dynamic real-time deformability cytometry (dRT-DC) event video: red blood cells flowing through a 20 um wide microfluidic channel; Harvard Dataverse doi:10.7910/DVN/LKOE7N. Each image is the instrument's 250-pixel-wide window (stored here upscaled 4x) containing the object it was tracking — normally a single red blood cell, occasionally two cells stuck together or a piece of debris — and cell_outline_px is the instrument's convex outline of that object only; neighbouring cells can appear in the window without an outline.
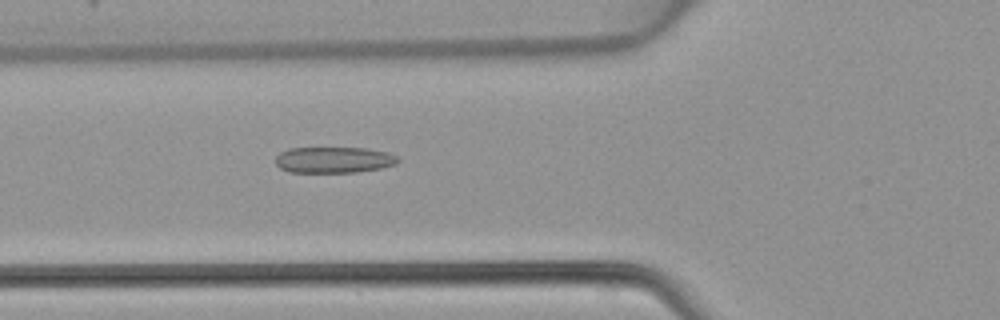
{"species": "common noctule bat (a hibernating species)", "species_latin": "Nyctalus noctula", "temperature_condition": "warm", "stored_images_in_passage": 47, "camera_frame_rate_fps": 3000, "um_per_image_px": 0.085, "animal": {"sex": "female", "body_mass_g": 22.7, "forearm_length_mm": 54.2}, "frame": {"image": 1, "passage_image": 17, "time_ms": 5.333, "image_size_px": [1000, 320], "cell_outline_px": [[400, 160], [396, 164], [380, 168], [356, 172], [288, 172], [280, 168], [276, 164], [276, 156], [280, 152], [288, 148], [368, 148], [388, 152], [400, 156]], "centroid_in_image_um": [28.4, 13.58], "position_along_channel_um": 97.4, "area_um2": 18.79}}
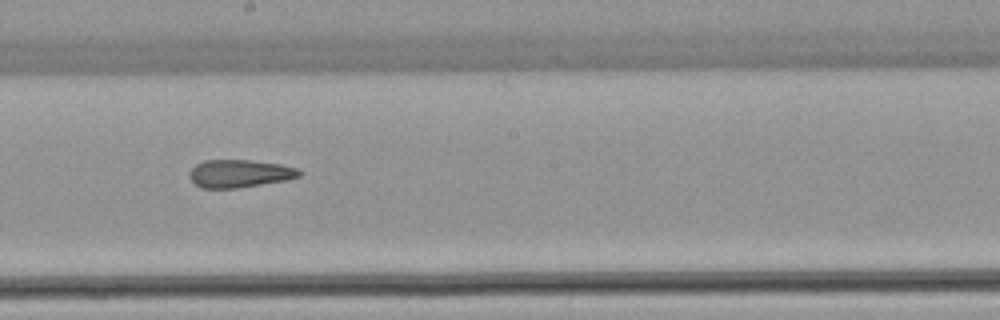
{"frame": {"image": 2, "passage_image": 26, "time_ms": 8.333, "image_size_px": [1000, 320], "cell_outline_px": [[304, 172], [300, 176], [284, 180], [236, 188], [200, 188], [188, 176], [188, 172], [196, 164], [204, 160], [252, 160], [280, 164], [300, 168]], "centroid_in_image_um": [20.37, 14.74], "position_along_channel_um": 227.8, "area_um2": 17.86}}
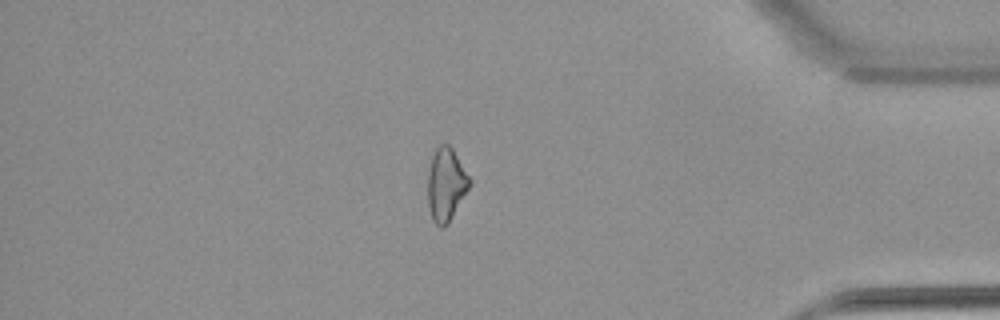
{"frame": {"image": 3, "passage_image": 40, "time_ms": 13.0, "image_size_px": [1000, 320], "cell_outline_px": [[472, 180], [468, 188], [448, 224], [440, 228], [432, 220], [428, 208], [428, 172], [432, 156], [436, 148], [440, 144], [448, 144], [452, 148]], "centroid_in_image_um": [37.9, 15.69], "position_along_channel_um": 397.3, "area_um2": 17.69}}